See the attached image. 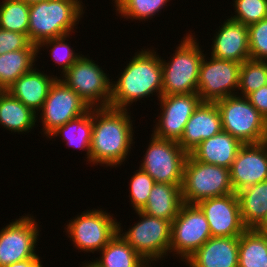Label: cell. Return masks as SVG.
<instances>
[{
	"mask_svg": "<svg viewBox=\"0 0 267 267\" xmlns=\"http://www.w3.org/2000/svg\"><path fill=\"white\" fill-rule=\"evenodd\" d=\"M181 186L182 184L155 183L141 212L172 222L183 204Z\"/></svg>",
	"mask_w": 267,
	"mask_h": 267,
	"instance_id": "cell-23",
	"label": "cell"
},
{
	"mask_svg": "<svg viewBox=\"0 0 267 267\" xmlns=\"http://www.w3.org/2000/svg\"><path fill=\"white\" fill-rule=\"evenodd\" d=\"M244 225L255 228L267 212V180L237 192Z\"/></svg>",
	"mask_w": 267,
	"mask_h": 267,
	"instance_id": "cell-26",
	"label": "cell"
},
{
	"mask_svg": "<svg viewBox=\"0 0 267 267\" xmlns=\"http://www.w3.org/2000/svg\"><path fill=\"white\" fill-rule=\"evenodd\" d=\"M197 38L190 32L181 40L168 62L161 59L162 95L197 92L200 65L204 57Z\"/></svg>",
	"mask_w": 267,
	"mask_h": 267,
	"instance_id": "cell-4",
	"label": "cell"
},
{
	"mask_svg": "<svg viewBox=\"0 0 267 267\" xmlns=\"http://www.w3.org/2000/svg\"><path fill=\"white\" fill-rule=\"evenodd\" d=\"M58 77L42 73L36 67L19 77L6 91L31 108L37 115L47 98L50 87ZM39 111V112H38Z\"/></svg>",
	"mask_w": 267,
	"mask_h": 267,
	"instance_id": "cell-21",
	"label": "cell"
},
{
	"mask_svg": "<svg viewBox=\"0 0 267 267\" xmlns=\"http://www.w3.org/2000/svg\"><path fill=\"white\" fill-rule=\"evenodd\" d=\"M93 128V108L83 115L70 120L63 126L57 127L47 138L61 135L68 147L86 151L87 161L90 162V144Z\"/></svg>",
	"mask_w": 267,
	"mask_h": 267,
	"instance_id": "cell-27",
	"label": "cell"
},
{
	"mask_svg": "<svg viewBox=\"0 0 267 267\" xmlns=\"http://www.w3.org/2000/svg\"><path fill=\"white\" fill-rule=\"evenodd\" d=\"M131 59L117 81L111 83L110 108L127 110L133 102L155 92L158 99L162 96L161 57L148 48L136 52Z\"/></svg>",
	"mask_w": 267,
	"mask_h": 267,
	"instance_id": "cell-2",
	"label": "cell"
},
{
	"mask_svg": "<svg viewBox=\"0 0 267 267\" xmlns=\"http://www.w3.org/2000/svg\"><path fill=\"white\" fill-rule=\"evenodd\" d=\"M234 192L267 180V141L243 144L230 168Z\"/></svg>",
	"mask_w": 267,
	"mask_h": 267,
	"instance_id": "cell-17",
	"label": "cell"
},
{
	"mask_svg": "<svg viewBox=\"0 0 267 267\" xmlns=\"http://www.w3.org/2000/svg\"><path fill=\"white\" fill-rule=\"evenodd\" d=\"M247 98L249 102L267 120V85L262 86L258 90L250 93Z\"/></svg>",
	"mask_w": 267,
	"mask_h": 267,
	"instance_id": "cell-38",
	"label": "cell"
},
{
	"mask_svg": "<svg viewBox=\"0 0 267 267\" xmlns=\"http://www.w3.org/2000/svg\"><path fill=\"white\" fill-rule=\"evenodd\" d=\"M267 85V61L245 60L240 67L239 85L241 96L247 97L250 93Z\"/></svg>",
	"mask_w": 267,
	"mask_h": 267,
	"instance_id": "cell-31",
	"label": "cell"
},
{
	"mask_svg": "<svg viewBox=\"0 0 267 267\" xmlns=\"http://www.w3.org/2000/svg\"><path fill=\"white\" fill-rule=\"evenodd\" d=\"M30 5L24 0H2L0 28L28 35Z\"/></svg>",
	"mask_w": 267,
	"mask_h": 267,
	"instance_id": "cell-30",
	"label": "cell"
},
{
	"mask_svg": "<svg viewBox=\"0 0 267 267\" xmlns=\"http://www.w3.org/2000/svg\"><path fill=\"white\" fill-rule=\"evenodd\" d=\"M37 49H20L0 55V90H6L37 61Z\"/></svg>",
	"mask_w": 267,
	"mask_h": 267,
	"instance_id": "cell-28",
	"label": "cell"
},
{
	"mask_svg": "<svg viewBox=\"0 0 267 267\" xmlns=\"http://www.w3.org/2000/svg\"><path fill=\"white\" fill-rule=\"evenodd\" d=\"M132 122L128 109L93 108L90 163L121 166L135 143Z\"/></svg>",
	"mask_w": 267,
	"mask_h": 267,
	"instance_id": "cell-1",
	"label": "cell"
},
{
	"mask_svg": "<svg viewBox=\"0 0 267 267\" xmlns=\"http://www.w3.org/2000/svg\"><path fill=\"white\" fill-rule=\"evenodd\" d=\"M69 36L70 35H65L58 38L48 39L37 46V53H39L40 49L42 47L44 48V46L47 48L50 47V56L52 57L53 62L62 67V69H60L62 70L61 74H64L82 56V54L75 53V50L69 43H65L66 40L68 41L66 38H69Z\"/></svg>",
	"mask_w": 267,
	"mask_h": 267,
	"instance_id": "cell-33",
	"label": "cell"
},
{
	"mask_svg": "<svg viewBox=\"0 0 267 267\" xmlns=\"http://www.w3.org/2000/svg\"><path fill=\"white\" fill-rule=\"evenodd\" d=\"M82 3L80 0H46L30 4L28 38L31 43L38 46L45 40L71 35L85 13Z\"/></svg>",
	"mask_w": 267,
	"mask_h": 267,
	"instance_id": "cell-3",
	"label": "cell"
},
{
	"mask_svg": "<svg viewBox=\"0 0 267 267\" xmlns=\"http://www.w3.org/2000/svg\"><path fill=\"white\" fill-rule=\"evenodd\" d=\"M31 108L13 97L8 91L0 90V125L11 132H29L38 122Z\"/></svg>",
	"mask_w": 267,
	"mask_h": 267,
	"instance_id": "cell-24",
	"label": "cell"
},
{
	"mask_svg": "<svg viewBox=\"0 0 267 267\" xmlns=\"http://www.w3.org/2000/svg\"><path fill=\"white\" fill-rule=\"evenodd\" d=\"M250 59L267 61V18L248 26Z\"/></svg>",
	"mask_w": 267,
	"mask_h": 267,
	"instance_id": "cell-36",
	"label": "cell"
},
{
	"mask_svg": "<svg viewBox=\"0 0 267 267\" xmlns=\"http://www.w3.org/2000/svg\"><path fill=\"white\" fill-rule=\"evenodd\" d=\"M155 184L154 179L140 168L130 180V200L133 210L141 211L147 204L150 192Z\"/></svg>",
	"mask_w": 267,
	"mask_h": 267,
	"instance_id": "cell-35",
	"label": "cell"
},
{
	"mask_svg": "<svg viewBox=\"0 0 267 267\" xmlns=\"http://www.w3.org/2000/svg\"><path fill=\"white\" fill-rule=\"evenodd\" d=\"M204 213L212 237L240 236L244 225L237 193L204 199L196 204Z\"/></svg>",
	"mask_w": 267,
	"mask_h": 267,
	"instance_id": "cell-16",
	"label": "cell"
},
{
	"mask_svg": "<svg viewBox=\"0 0 267 267\" xmlns=\"http://www.w3.org/2000/svg\"><path fill=\"white\" fill-rule=\"evenodd\" d=\"M200 65L197 94L202 102H216L236 95L239 85V73L242 63L210 57ZM209 60V61H207ZM236 93V94H235Z\"/></svg>",
	"mask_w": 267,
	"mask_h": 267,
	"instance_id": "cell-13",
	"label": "cell"
},
{
	"mask_svg": "<svg viewBox=\"0 0 267 267\" xmlns=\"http://www.w3.org/2000/svg\"><path fill=\"white\" fill-rule=\"evenodd\" d=\"M169 0H122L116 6V13L126 19H135L145 21L146 19L153 18L155 14L164 6H167Z\"/></svg>",
	"mask_w": 267,
	"mask_h": 267,
	"instance_id": "cell-32",
	"label": "cell"
},
{
	"mask_svg": "<svg viewBox=\"0 0 267 267\" xmlns=\"http://www.w3.org/2000/svg\"><path fill=\"white\" fill-rule=\"evenodd\" d=\"M143 162L139 166L155 183L182 184L188 153L176 141L151 134Z\"/></svg>",
	"mask_w": 267,
	"mask_h": 267,
	"instance_id": "cell-10",
	"label": "cell"
},
{
	"mask_svg": "<svg viewBox=\"0 0 267 267\" xmlns=\"http://www.w3.org/2000/svg\"><path fill=\"white\" fill-rule=\"evenodd\" d=\"M20 49H37L27 34L6 31L0 28V55Z\"/></svg>",
	"mask_w": 267,
	"mask_h": 267,
	"instance_id": "cell-37",
	"label": "cell"
},
{
	"mask_svg": "<svg viewBox=\"0 0 267 267\" xmlns=\"http://www.w3.org/2000/svg\"><path fill=\"white\" fill-rule=\"evenodd\" d=\"M136 213L141 220L137 221L127 232H122L121 223L118 222V233L151 265L155 263L152 261L161 260L169 254L171 221L152 217L141 211H136Z\"/></svg>",
	"mask_w": 267,
	"mask_h": 267,
	"instance_id": "cell-7",
	"label": "cell"
},
{
	"mask_svg": "<svg viewBox=\"0 0 267 267\" xmlns=\"http://www.w3.org/2000/svg\"><path fill=\"white\" fill-rule=\"evenodd\" d=\"M121 1H122V0H114V2H113V3H115V4H114V7H116Z\"/></svg>",
	"mask_w": 267,
	"mask_h": 267,
	"instance_id": "cell-43",
	"label": "cell"
},
{
	"mask_svg": "<svg viewBox=\"0 0 267 267\" xmlns=\"http://www.w3.org/2000/svg\"><path fill=\"white\" fill-rule=\"evenodd\" d=\"M95 62L82 55L61 76V80L74 90L90 108L109 107L112 82Z\"/></svg>",
	"mask_w": 267,
	"mask_h": 267,
	"instance_id": "cell-8",
	"label": "cell"
},
{
	"mask_svg": "<svg viewBox=\"0 0 267 267\" xmlns=\"http://www.w3.org/2000/svg\"><path fill=\"white\" fill-rule=\"evenodd\" d=\"M254 229L261 233L267 234V212L264 219Z\"/></svg>",
	"mask_w": 267,
	"mask_h": 267,
	"instance_id": "cell-40",
	"label": "cell"
},
{
	"mask_svg": "<svg viewBox=\"0 0 267 267\" xmlns=\"http://www.w3.org/2000/svg\"><path fill=\"white\" fill-rule=\"evenodd\" d=\"M219 108L223 131L242 144L267 141V120L247 97L232 95L215 102Z\"/></svg>",
	"mask_w": 267,
	"mask_h": 267,
	"instance_id": "cell-6",
	"label": "cell"
},
{
	"mask_svg": "<svg viewBox=\"0 0 267 267\" xmlns=\"http://www.w3.org/2000/svg\"><path fill=\"white\" fill-rule=\"evenodd\" d=\"M182 200L186 204L234 193L230 169L195 160L190 154L184 165Z\"/></svg>",
	"mask_w": 267,
	"mask_h": 267,
	"instance_id": "cell-5",
	"label": "cell"
},
{
	"mask_svg": "<svg viewBox=\"0 0 267 267\" xmlns=\"http://www.w3.org/2000/svg\"><path fill=\"white\" fill-rule=\"evenodd\" d=\"M83 265L84 266H82V267H94L91 263H89V261L84 263Z\"/></svg>",
	"mask_w": 267,
	"mask_h": 267,
	"instance_id": "cell-42",
	"label": "cell"
},
{
	"mask_svg": "<svg viewBox=\"0 0 267 267\" xmlns=\"http://www.w3.org/2000/svg\"><path fill=\"white\" fill-rule=\"evenodd\" d=\"M101 257L90 263L94 267H148L143 259L117 232L100 251Z\"/></svg>",
	"mask_w": 267,
	"mask_h": 267,
	"instance_id": "cell-25",
	"label": "cell"
},
{
	"mask_svg": "<svg viewBox=\"0 0 267 267\" xmlns=\"http://www.w3.org/2000/svg\"><path fill=\"white\" fill-rule=\"evenodd\" d=\"M34 216H21L0 230V267L26 259H40L35 252L39 230Z\"/></svg>",
	"mask_w": 267,
	"mask_h": 267,
	"instance_id": "cell-12",
	"label": "cell"
},
{
	"mask_svg": "<svg viewBox=\"0 0 267 267\" xmlns=\"http://www.w3.org/2000/svg\"><path fill=\"white\" fill-rule=\"evenodd\" d=\"M161 113L154 126L155 137L179 142L187 121L202 102L196 92L179 95H162L159 100Z\"/></svg>",
	"mask_w": 267,
	"mask_h": 267,
	"instance_id": "cell-15",
	"label": "cell"
},
{
	"mask_svg": "<svg viewBox=\"0 0 267 267\" xmlns=\"http://www.w3.org/2000/svg\"><path fill=\"white\" fill-rule=\"evenodd\" d=\"M239 236L211 237L186 261L189 267H238Z\"/></svg>",
	"mask_w": 267,
	"mask_h": 267,
	"instance_id": "cell-20",
	"label": "cell"
},
{
	"mask_svg": "<svg viewBox=\"0 0 267 267\" xmlns=\"http://www.w3.org/2000/svg\"><path fill=\"white\" fill-rule=\"evenodd\" d=\"M238 267H267V234L247 228L239 236Z\"/></svg>",
	"mask_w": 267,
	"mask_h": 267,
	"instance_id": "cell-29",
	"label": "cell"
},
{
	"mask_svg": "<svg viewBox=\"0 0 267 267\" xmlns=\"http://www.w3.org/2000/svg\"><path fill=\"white\" fill-rule=\"evenodd\" d=\"M8 267H43L40 259H26L23 261L15 262Z\"/></svg>",
	"mask_w": 267,
	"mask_h": 267,
	"instance_id": "cell-39",
	"label": "cell"
},
{
	"mask_svg": "<svg viewBox=\"0 0 267 267\" xmlns=\"http://www.w3.org/2000/svg\"><path fill=\"white\" fill-rule=\"evenodd\" d=\"M235 14L233 20L249 26L267 18V0H234Z\"/></svg>",
	"mask_w": 267,
	"mask_h": 267,
	"instance_id": "cell-34",
	"label": "cell"
},
{
	"mask_svg": "<svg viewBox=\"0 0 267 267\" xmlns=\"http://www.w3.org/2000/svg\"><path fill=\"white\" fill-rule=\"evenodd\" d=\"M27 4H33V3H37V2H40V1H46V0H24Z\"/></svg>",
	"mask_w": 267,
	"mask_h": 267,
	"instance_id": "cell-41",
	"label": "cell"
},
{
	"mask_svg": "<svg viewBox=\"0 0 267 267\" xmlns=\"http://www.w3.org/2000/svg\"><path fill=\"white\" fill-rule=\"evenodd\" d=\"M90 107L69 88L61 79H56L50 87L49 93L40 111L42 132L49 136L57 127L63 126L84 113Z\"/></svg>",
	"mask_w": 267,
	"mask_h": 267,
	"instance_id": "cell-14",
	"label": "cell"
},
{
	"mask_svg": "<svg viewBox=\"0 0 267 267\" xmlns=\"http://www.w3.org/2000/svg\"><path fill=\"white\" fill-rule=\"evenodd\" d=\"M213 39L212 57L237 63L250 59L248 26L242 22L227 19Z\"/></svg>",
	"mask_w": 267,
	"mask_h": 267,
	"instance_id": "cell-18",
	"label": "cell"
},
{
	"mask_svg": "<svg viewBox=\"0 0 267 267\" xmlns=\"http://www.w3.org/2000/svg\"><path fill=\"white\" fill-rule=\"evenodd\" d=\"M112 216V217H111ZM102 209L83 211L66 225L69 240L78 250L101 251L118 232L117 219Z\"/></svg>",
	"mask_w": 267,
	"mask_h": 267,
	"instance_id": "cell-9",
	"label": "cell"
},
{
	"mask_svg": "<svg viewBox=\"0 0 267 267\" xmlns=\"http://www.w3.org/2000/svg\"><path fill=\"white\" fill-rule=\"evenodd\" d=\"M208 221L196 204L183 203L178 215L171 222V242L169 253L186 261L209 238H211Z\"/></svg>",
	"mask_w": 267,
	"mask_h": 267,
	"instance_id": "cell-11",
	"label": "cell"
},
{
	"mask_svg": "<svg viewBox=\"0 0 267 267\" xmlns=\"http://www.w3.org/2000/svg\"><path fill=\"white\" fill-rule=\"evenodd\" d=\"M243 144L226 131H221L203 140L189 154L199 162L214 164L230 169Z\"/></svg>",
	"mask_w": 267,
	"mask_h": 267,
	"instance_id": "cell-22",
	"label": "cell"
},
{
	"mask_svg": "<svg viewBox=\"0 0 267 267\" xmlns=\"http://www.w3.org/2000/svg\"><path fill=\"white\" fill-rule=\"evenodd\" d=\"M222 119L215 102H201L187 121L178 144L188 154L203 140L221 132Z\"/></svg>",
	"mask_w": 267,
	"mask_h": 267,
	"instance_id": "cell-19",
	"label": "cell"
}]
</instances>
